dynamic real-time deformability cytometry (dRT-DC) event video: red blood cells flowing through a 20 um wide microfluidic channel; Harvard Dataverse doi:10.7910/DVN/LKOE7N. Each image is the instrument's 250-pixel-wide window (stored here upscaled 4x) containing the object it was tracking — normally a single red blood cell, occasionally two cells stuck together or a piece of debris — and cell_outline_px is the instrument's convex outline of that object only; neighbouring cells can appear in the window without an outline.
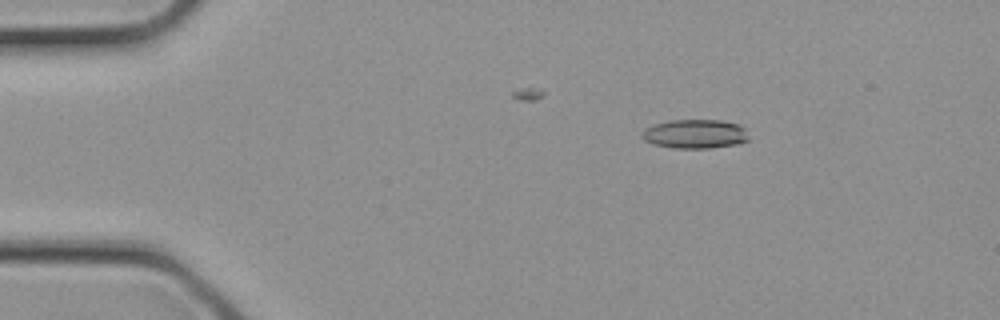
{"species": "common noctule bat (a hibernating species)", "species_latin": "Nyctalus noctula", "temperature_condition": "cold", "stored_images_in_passage": 4, "camera_frame_rate_fps": 3000, "um_per_image_px": 0.085, "animal": {"sex": "female", "body_mass_g": 21.9}, "frame": {"image": 1, "passage_image": 4, "time_ms": 1.0, "image_size_px": [1000, 320], "cell_outline_px": [[748, 140], [736, 144], [708, 148], [672, 148], [652, 144], [644, 140], [640, 136], [640, 132], [644, 128], [668, 120], [720, 120], [736, 124], [744, 128], [748, 136]], "centroid_in_image_um": [59.01, 11.39], "position_along_channel_um": 26.0, "area_um2": 18.09}}